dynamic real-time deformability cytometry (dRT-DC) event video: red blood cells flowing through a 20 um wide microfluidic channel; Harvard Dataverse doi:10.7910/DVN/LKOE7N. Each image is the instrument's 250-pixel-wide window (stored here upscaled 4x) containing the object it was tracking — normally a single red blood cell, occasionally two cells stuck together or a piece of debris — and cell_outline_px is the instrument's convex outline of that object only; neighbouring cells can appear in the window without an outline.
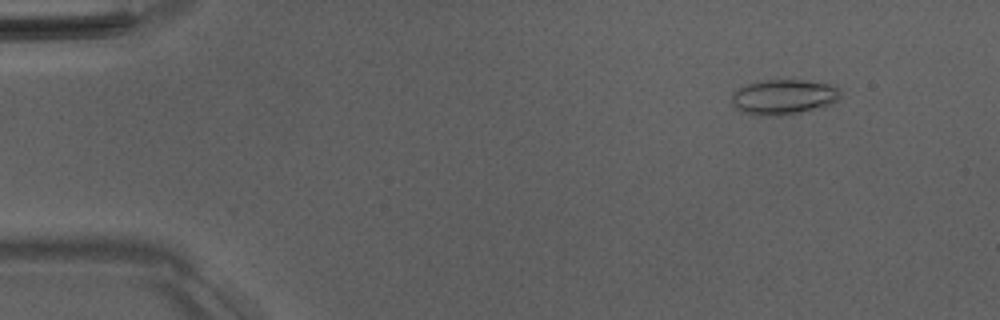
{"species": "Egyptian fruit bat (a non-hibernating species)", "species_latin": "Rousettus aegyptiacus", "temperature_condition": "room temperature", "stored_images_in_passage": 52, "camera_frame_rate_fps": 3000, "um_per_image_px": 0.085, "animal": {"sex": "male"}, "frame": {"image": 1, "passage_image": 6, "time_ms": 1.667, "image_size_px": [1000, 320], "cell_outline_px": [[840, 96], [832, 104], [780, 116], [756, 116], [740, 112], [732, 104], [732, 92], [748, 84], [764, 80], [804, 80], [828, 84], [840, 88]], "centroid_in_image_um": [66.56, 8.25], "position_along_channel_um": 18.4, "area_um2": 22.2}}
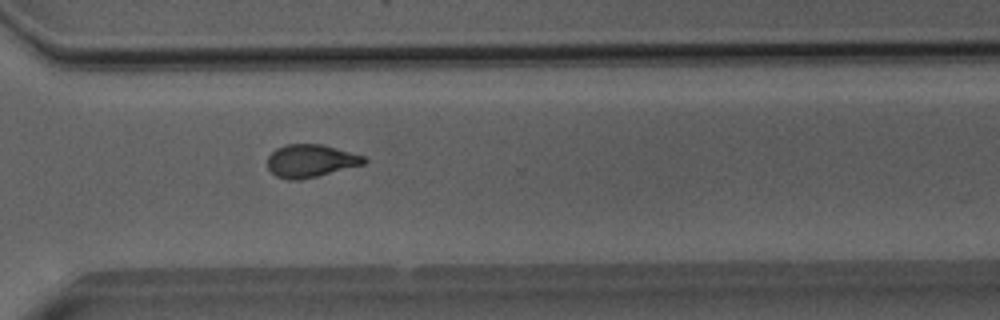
{"frame": {"image": 2, "passage_image": 38, "time_ms": 12.333, "image_size_px": [1000, 320], "cell_outline_px": [[368, 160], [364, 164], [300, 180], [288, 180], [276, 176], [268, 168], [268, 156], [276, 148], [284, 144], [320, 144], [364, 156]], "centroid_in_image_um": [26.37, 13.67], "position_along_channel_um": 344.2, "area_um2": 18.26}}
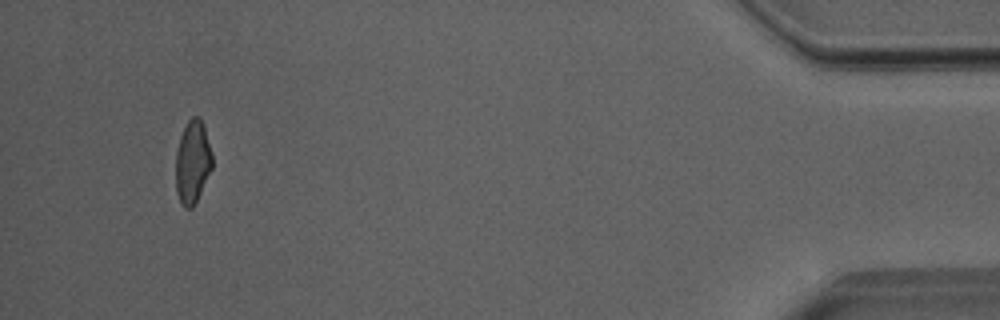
{"frame": {"image": 3, "passage_image": 49, "time_ms": 16.0, "image_size_px": [1000, 320], "cell_outline_px": [[212, 168], [192, 208], [184, 208], [180, 204], [176, 192], [176, 152], [180, 136], [188, 120], [192, 116], [200, 116], [212, 152]], "centroid_in_image_um": [16.35, 13.77], "position_along_channel_um": 418.8, "area_um2": 17.57}, "authors_computed_cell_mechanics": {"area_um2": 18.9006, "velocity_mm_per_s": 4.0291, "shape_relaxation_time_tau1_ms": null, "shape_relaxation_time_tau2_ms": 2.2499, "deformation_change_tau1": null, "deformation_change_tau2": 0.0919}}